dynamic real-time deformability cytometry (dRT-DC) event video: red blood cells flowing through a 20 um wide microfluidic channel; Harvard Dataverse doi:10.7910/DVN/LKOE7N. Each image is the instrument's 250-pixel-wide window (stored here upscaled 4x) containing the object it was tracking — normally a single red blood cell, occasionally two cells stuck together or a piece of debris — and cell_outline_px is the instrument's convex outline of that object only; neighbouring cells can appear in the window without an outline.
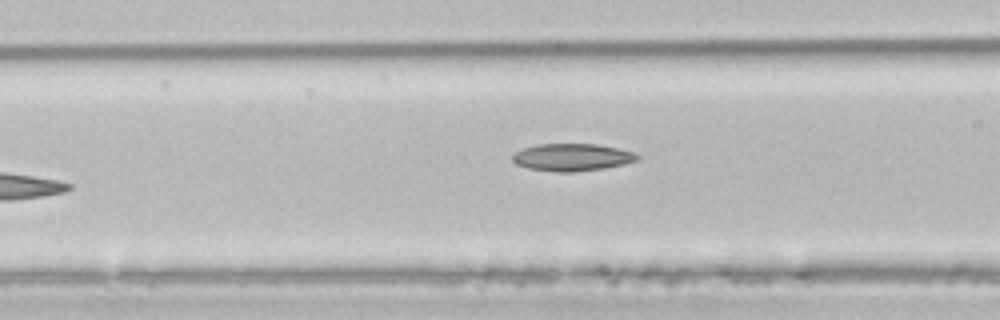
{"species": "common noctule bat (a hibernating species)", "species_latin": "Nyctalus noctula", "temperature_condition": "room temperature", "stored_images_in_passage": 5, "camera_frame_rate_fps": 3000, "um_per_image_px": 0.085, "animal": {"sex": "male", "body_mass_g": 21.5, "forearm_length_mm": 52.0}, "frame": {"image": 1, "passage_image": 5, "time_ms": 6.333, "image_size_px": [1000, 320], "cell_outline_px": [[640, 156], [636, 160], [624, 164], [604, 168], [572, 172], [556, 172], [528, 168], [516, 164], [512, 160], [512, 156], [516, 152], [524, 148], [536, 144], [596, 144], [620, 148], [636, 152]], "centroid_in_image_um": [48.65, 13.36], "position_along_channel_um": 118.0, "area_um2": 19.94}}